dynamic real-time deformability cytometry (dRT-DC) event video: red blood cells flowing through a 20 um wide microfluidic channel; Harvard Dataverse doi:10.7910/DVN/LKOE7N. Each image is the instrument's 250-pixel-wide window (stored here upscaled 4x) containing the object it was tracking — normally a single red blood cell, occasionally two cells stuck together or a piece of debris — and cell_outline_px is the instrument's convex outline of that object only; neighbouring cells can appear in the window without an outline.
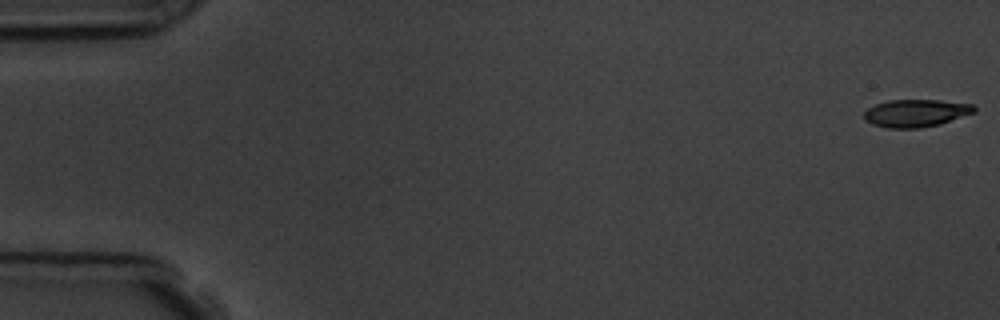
{"species": "common noctule bat (a hibernating species)", "species_latin": "Nyctalus noctula", "temperature_condition": "room temperature", "stored_images_in_passage": 57, "camera_frame_rate_fps": 3000, "um_per_image_px": 0.085, "animal": {"sex": "male", "body_mass_g": 19.5, "forearm_length_mm": 54.6}, "frame": {"image": 1, "passage_image": 1, "time_ms": 0.0, "image_size_px": [1000, 320], "cell_outline_px": [[976, 112], [940, 124], [920, 128], [888, 128], [872, 124], [864, 120], [864, 112], [868, 108], [876, 104], [888, 100], [940, 100], [972, 104], [976, 108]], "centroid_in_image_um": [77.85, 9.61], "position_along_channel_um": 7.2, "area_um2": 17.74}}
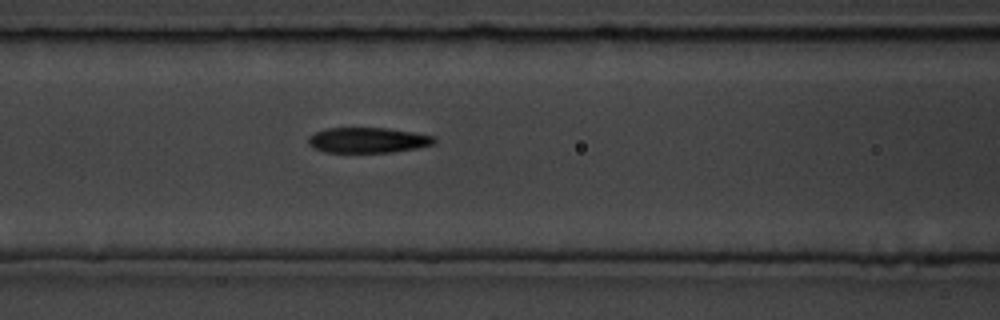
{"frame": {"image": 2, "passage_image": 24, "time_ms": 7.667, "image_size_px": [1000, 320], "cell_outline_px": [[436, 140], [432, 144], [416, 148], [392, 152], [324, 152], [312, 148], [308, 144], [308, 136], [316, 132], [328, 128], [388, 128], [436, 136]], "centroid_in_image_um": [31.24, 11.91], "position_along_channel_um": 135.4, "area_um2": 18.61}}
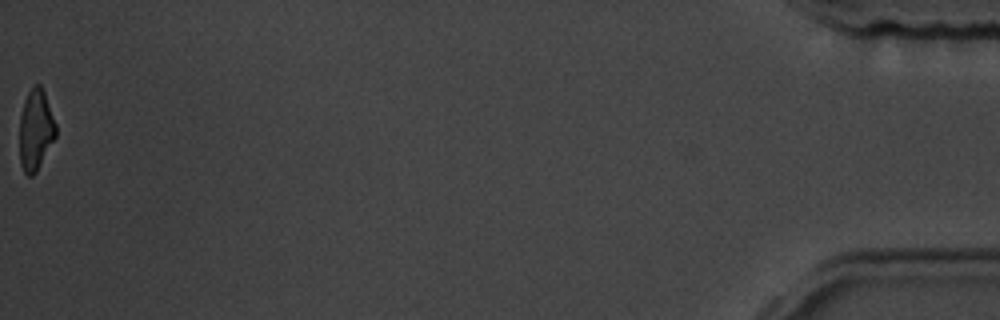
{"frame": {"image": 3, "passage_image": 57, "time_ms": 18.667, "image_size_px": [1000, 320], "cell_outline_px": [[56, 136], [36, 172], [32, 176], [28, 176], [24, 172], [20, 164], [20, 116], [24, 100], [32, 84], [40, 84], [44, 92], [56, 124]], "centroid_in_image_um": [3.02, 11.03], "position_along_channel_um": 432.2, "area_um2": 17.05}, "authors_computed_cell_mechanics": {"area_um2": 18.9006, "velocity_mm_per_s": 3.6227, "shape_relaxation_time_tau1_ms": 3.8352, "shape_relaxation_time_tau2_ms": 3.7852, "deformation_change_tau1": 0.1554, "deformation_change_tau2": 0.1354}}